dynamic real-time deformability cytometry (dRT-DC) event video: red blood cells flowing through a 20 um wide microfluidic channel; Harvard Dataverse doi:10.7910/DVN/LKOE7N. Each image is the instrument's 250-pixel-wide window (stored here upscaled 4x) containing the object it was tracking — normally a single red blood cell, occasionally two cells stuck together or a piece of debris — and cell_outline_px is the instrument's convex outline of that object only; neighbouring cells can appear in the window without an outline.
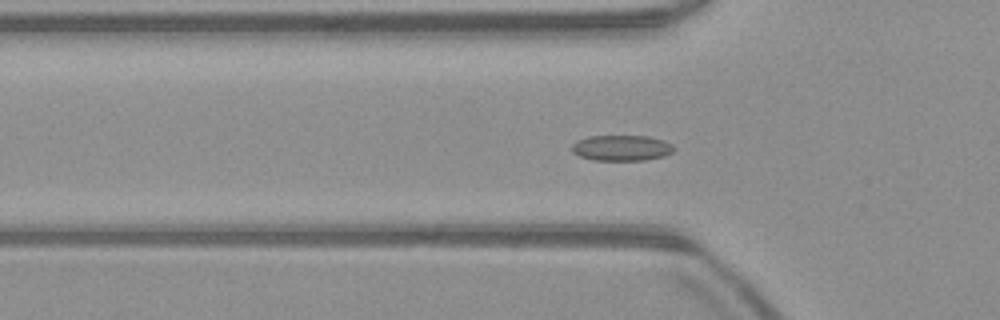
{"species": "common noctule bat (a hibernating species)", "species_latin": "Nyctalus noctula", "temperature_condition": "warm", "stored_images_in_passage": 42, "camera_frame_rate_fps": 3000, "um_per_image_px": 0.085, "animal": {"sex": "male", "body_mass_g": 23.1, "forearm_length_mm": 52.7}, "frame": {"image": 1, "passage_image": 7, "time_ms": 2.0, "image_size_px": [1000, 320], "cell_outline_px": [[676, 148], [672, 152], [664, 156], [644, 160], [592, 160], [580, 156], [572, 152], [572, 144], [576, 140], [588, 136], [648, 136], [664, 140], [672, 144]], "centroid_in_image_um": [52.83, 12.57], "position_along_channel_um": 73.0, "area_um2": 15.37}}
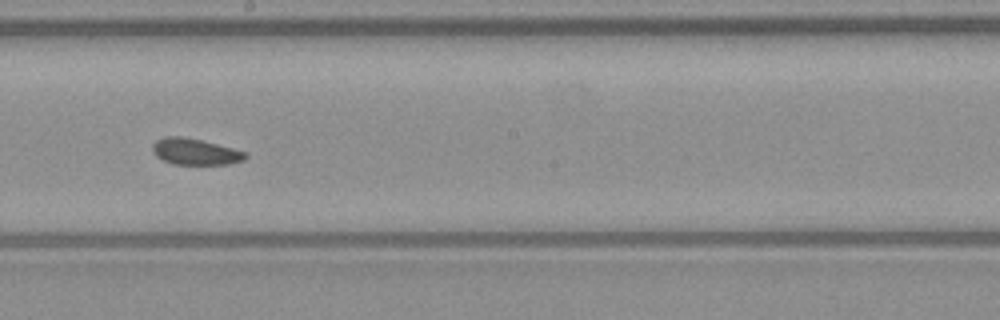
{"frame": {"image": 2, "passage_image": 19, "time_ms": 6.0, "image_size_px": [1000, 320], "cell_outline_px": [[248, 156], [244, 160], [228, 164], [172, 164], [156, 156], [152, 152], [152, 144], [156, 140], [164, 136], [184, 136], [248, 152]], "centroid_in_image_um": [16.57, 12.89], "position_along_channel_um": 231.6, "area_um2": 14.28}}
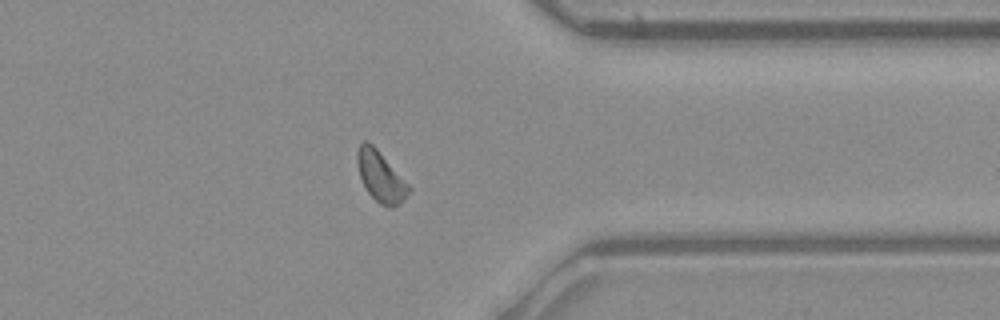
{"frame": {"image": 3, "passage_image": 31, "time_ms": 10.0, "image_size_px": [1000, 320], "cell_outline_px": [[412, 188], [404, 200], [400, 204], [392, 208], [388, 208], [380, 204], [368, 192], [360, 176], [356, 160], [356, 152], [360, 144], [364, 140], [368, 140], [376, 148]], "centroid_in_image_um": [32.36, 15.01], "position_along_channel_um": 379.0, "area_um2": 15.09}, "authors_computed_cell_mechanics": {"area_um2": 14.7968, "velocity_mm_per_s": 3.941, "shape_relaxation_time_tau1_ms": 8.765, "shape_relaxation_time_tau2_ms": 3.0806, "deformation_change_tau1": 0.1096, "deformation_change_tau2": 0.0844}}